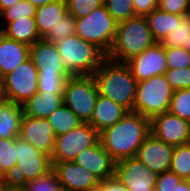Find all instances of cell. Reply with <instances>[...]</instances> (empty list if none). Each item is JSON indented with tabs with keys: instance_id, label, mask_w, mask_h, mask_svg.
<instances>
[{
	"instance_id": "6da1fadb",
	"label": "cell",
	"mask_w": 190,
	"mask_h": 191,
	"mask_svg": "<svg viewBox=\"0 0 190 191\" xmlns=\"http://www.w3.org/2000/svg\"><path fill=\"white\" fill-rule=\"evenodd\" d=\"M150 134V119L129 112L117 123L100 132L99 141L117 163L136 156L137 150Z\"/></svg>"
},
{
	"instance_id": "7a4b0ae2",
	"label": "cell",
	"mask_w": 190,
	"mask_h": 191,
	"mask_svg": "<svg viewBox=\"0 0 190 191\" xmlns=\"http://www.w3.org/2000/svg\"><path fill=\"white\" fill-rule=\"evenodd\" d=\"M98 94L133 112L137 81L126 63L106 59L93 74Z\"/></svg>"
},
{
	"instance_id": "3957f363",
	"label": "cell",
	"mask_w": 190,
	"mask_h": 191,
	"mask_svg": "<svg viewBox=\"0 0 190 191\" xmlns=\"http://www.w3.org/2000/svg\"><path fill=\"white\" fill-rule=\"evenodd\" d=\"M155 43L146 17L134 16L117 23L115 38L107 58L126 63Z\"/></svg>"
},
{
	"instance_id": "277c9868",
	"label": "cell",
	"mask_w": 190,
	"mask_h": 191,
	"mask_svg": "<svg viewBox=\"0 0 190 191\" xmlns=\"http://www.w3.org/2000/svg\"><path fill=\"white\" fill-rule=\"evenodd\" d=\"M62 64L72 76L93 75L107 59L97 45L72 35L56 43Z\"/></svg>"
},
{
	"instance_id": "5b68a950",
	"label": "cell",
	"mask_w": 190,
	"mask_h": 191,
	"mask_svg": "<svg viewBox=\"0 0 190 191\" xmlns=\"http://www.w3.org/2000/svg\"><path fill=\"white\" fill-rule=\"evenodd\" d=\"M172 94L164 74L140 81L137 83L133 112L149 119L168 112Z\"/></svg>"
},
{
	"instance_id": "8992f818",
	"label": "cell",
	"mask_w": 190,
	"mask_h": 191,
	"mask_svg": "<svg viewBox=\"0 0 190 191\" xmlns=\"http://www.w3.org/2000/svg\"><path fill=\"white\" fill-rule=\"evenodd\" d=\"M75 23L76 35L97 45L107 55L109 54L115 38L117 22L104 5L95 9L86 17L75 19Z\"/></svg>"
},
{
	"instance_id": "52a82bcc",
	"label": "cell",
	"mask_w": 190,
	"mask_h": 191,
	"mask_svg": "<svg viewBox=\"0 0 190 191\" xmlns=\"http://www.w3.org/2000/svg\"><path fill=\"white\" fill-rule=\"evenodd\" d=\"M98 95L93 75L70 76L64 86L63 100L83 123H89Z\"/></svg>"
},
{
	"instance_id": "ba28073f",
	"label": "cell",
	"mask_w": 190,
	"mask_h": 191,
	"mask_svg": "<svg viewBox=\"0 0 190 191\" xmlns=\"http://www.w3.org/2000/svg\"><path fill=\"white\" fill-rule=\"evenodd\" d=\"M16 158V168L10 178L13 186L21 187L24 183L43 176L52 169L50 157L20 137H17Z\"/></svg>"
},
{
	"instance_id": "9c48e42d",
	"label": "cell",
	"mask_w": 190,
	"mask_h": 191,
	"mask_svg": "<svg viewBox=\"0 0 190 191\" xmlns=\"http://www.w3.org/2000/svg\"><path fill=\"white\" fill-rule=\"evenodd\" d=\"M38 69L29 58L2 78L4 100L23 105L38 92Z\"/></svg>"
},
{
	"instance_id": "30bf717a",
	"label": "cell",
	"mask_w": 190,
	"mask_h": 191,
	"mask_svg": "<svg viewBox=\"0 0 190 191\" xmlns=\"http://www.w3.org/2000/svg\"><path fill=\"white\" fill-rule=\"evenodd\" d=\"M99 140V132L89 123H83L68 133L56 136L50 156L51 165L73 161L82 150L96 145Z\"/></svg>"
},
{
	"instance_id": "8fae6325",
	"label": "cell",
	"mask_w": 190,
	"mask_h": 191,
	"mask_svg": "<svg viewBox=\"0 0 190 191\" xmlns=\"http://www.w3.org/2000/svg\"><path fill=\"white\" fill-rule=\"evenodd\" d=\"M114 176L130 191H155L158 178L156 172L135 156L117 162Z\"/></svg>"
},
{
	"instance_id": "7c38bea8",
	"label": "cell",
	"mask_w": 190,
	"mask_h": 191,
	"mask_svg": "<svg viewBox=\"0 0 190 191\" xmlns=\"http://www.w3.org/2000/svg\"><path fill=\"white\" fill-rule=\"evenodd\" d=\"M151 134L172 146L190 143V122L169 111L150 119Z\"/></svg>"
},
{
	"instance_id": "4fadbf2b",
	"label": "cell",
	"mask_w": 190,
	"mask_h": 191,
	"mask_svg": "<svg viewBox=\"0 0 190 191\" xmlns=\"http://www.w3.org/2000/svg\"><path fill=\"white\" fill-rule=\"evenodd\" d=\"M137 82L162 75L167 70L165 47L156 42L153 46L126 62Z\"/></svg>"
},
{
	"instance_id": "5bb4252c",
	"label": "cell",
	"mask_w": 190,
	"mask_h": 191,
	"mask_svg": "<svg viewBox=\"0 0 190 191\" xmlns=\"http://www.w3.org/2000/svg\"><path fill=\"white\" fill-rule=\"evenodd\" d=\"M52 169L66 191H96L99 185L97 176L73 161L55 163Z\"/></svg>"
},
{
	"instance_id": "9a60e30c",
	"label": "cell",
	"mask_w": 190,
	"mask_h": 191,
	"mask_svg": "<svg viewBox=\"0 0 190 191\" xmlns=\"http://www.w3.org/2000/svg\"><path fill=\"white\" fill-rule=\"evenodd\" d=\"M174 149V146L166 144L150 134L137 150L135 157L151 171L161 174L171 169Z\"/></svg>"
},
{
	"instance_id": "2e32d148",
	"label": "cell",
	"mask_w": 190,
	"mask_h": 191,
	"mask_svg": "<svg viewBox=\"0 0 190 191\" xmlns=\"http://www.w3.org/2000/svg\"><path fill=\"white\" fill-rule=\"evenodd\" d=\"M19 137L49 157L51 156L56 136L47 119L23 114Z\"/></svg>"
},
{
	"instance_id": "e0dca14e",
	"label": "cell",
	"mask_w": 190,
	"mask_h": 191,
	"mask_svg": "<svg viewBox=\"0 0 190 191\" xmlns=\"http://www.w3.org/2000/svg\"><path fill=\"white\" fill-rule=\"evenodd\" d=\"M73 162L84 167L100 180L114 176L115 164L111 155L102 147L100 141L82 150Z\"/></svg>"
},
{
	"instance_id": "ac0fdd59",
	"label": "cell",
	"mask_w": 190,
	"mask_h": 191,
	"mask_svg": "<svg viewBox=\"0 0 190 191\" xmlns=\"http://www.w3.org/2000/svg\"><path fill=\"white\" fill-rule=\"evenodd\" d=\"M30 59L38 74H70L62 64L56 44L44 38L30 46Z\"/></svg>"
},
{
	"instance_id": "d6986e66",
	"label": "cell",
	"mask_w": 190,
	"mask_h": 191,
	"mask_svg": "<svg viewBox=\"0 0 190 191\" xmlns=\"http://www.w3.org/2000/svg\"><path fill=\"white\" fill-rule=\"evenodd\" d=\"M30 58V46L0 34V78Z\"/></svg>"
},
{
	"instance_id": "ffe728a7",
	"label": "cell",
	"mask_w": 190,
	"mask_h": 191,
	"mask_svg": "<svg viewBox=\"0 0 190 191\" xmlns=\"http://www.w3.org/2000/svg\"><path fill=\"white\" fill-rule=\"evenodd\" d=\"M129 111L112 100L98 95L89 124L99 133L121 120Z\"/></svg>"
},
{
	"instance_id": "44dd1931",
	"label": "cell",
	"mask_w": 190,
	"mask_h": 191,
	"mask_svg": "<svg viewBox=\"0 0 190 191\" xmlns=\"http://www.w3.org/2000/svg\"><path fill=\"white\" fill-rule=\"evenodd\" d=\"M63 104V94L37 92L22 105V109L24 115L46 119Z\"/></svg>"
},
{
	"instance_id": "7402d4cb",
	"label": "cell",
	"mask_w": 190,
	"mask_h": 191,
	"mask_svg": "<svg viewBox=\"0 0 190 191\" xmlns=\"http://www.w3.org/2000/svg\"><path fill=\"white\" fill-rule=\"evenodd\" d=\"M66 0H57L36 8L35 21L40 37L43 38L51 28H55L67 15Z\"/></svg>"
},
{
	"instance_id": "603a6c76",
	"label": "cell",
	"mask_w": 190,
	"mask_h": 191,
	"mask_svg": "<svg viewBox=\"0 0 190 191\" xmlns=\"http://www.w3.org/2000/svg\"><path fill=\"white\" fill-rule=\"evenodd\" d=\"M22 105L0 101V139H17L20 135Z\"/></svg>"
},
{
	"instance_id": "cb8c5ba5",
	"label": "cell",
	"mask_w": 190,
	"mask_h": 191,
	"mask_svg": "<svg viewBox=\"0 0 190 191\" xmlns=\"http://www.w3.org/2000/svg\"><path fill=\"white\" fill-rule=\"evenodd\" d=\"M1 33L9 39L28 46H32L41 39L35 17H27L9 22L4 28L1 25Z\"/></svg>"
},
{
	"instance_id": "d4e9b609",
	"label": "cell",
	"mask_w": 190,
	"mask_h": 191,
	"mask_svg": "<svg viewBox=\"0 0 190 191\" xmlns=\"http://www.w3.org/2000/svg\"><path fill=\"white\" fill-rule=\"evenodd\" d=\"M149 29L156 42L161 43L180 23V15L164 12L156 8L146 16Z\"/></svg>"
},
{
	"instance_id": "484cf974",
	"label": "cell",
	"mask_w": 190,
	"mask_h": 191,
	"mask_svg": "<svg viewBox=\"0 0 190 191\" xmlns=\"http://www.w3.org/2000/svg\"><path fill=\"white\" fill-rule=\"evenodd\" d=\"M46 119L52 126L55 136L68 133L83 124L65 104L61 105Z\"/></svg>"
},
{
	"instance_id": "4316f807",
	"label": "cell",
	"mask_w": 190,
	"mask_h": 191,
	"mask_svg": "<svg viewBox=\"0 0 190 191\" xmlns=\"http://www.w3.org/2000/svg\"><path fill=\"white\" fill-rule=\"evenodd\" d=\"M170 170L181 179L190 180V143L175 146Z\"/></svg>"
},
{
	"instance_id": "83f0119b",
	"label": "cell",
	"mask_w": 190,
	"mask_h": 191,
	"mask_svg": "<svg viewBox=\"0 0 190 191\" xmlns=\"http://www.w3.org/2000/svg\"><path fill=\"white\" fill-rule=\"evenodd\" d=\"M17 139H0V165L11 178L17 163Z\"/></svg>"
},
{
	"instance_id": "f1b7e54d",
	"label": "cell",
	"mask_w": 190,
	"mask_h": 191,
	"mask_svg": "<svg viewBox=\"0 0 190 191\" xmlns=\"http://www.w3.org/2000/svg\"><path fill=\"white\" fill-rule=\"evenodd\" d=\"M190 36V14L180 15V23L161 42L164 47L181 48Z\"/></svg>"
},
{
	"instance_id": "f546056e",
	"label": "cell",
	"mask_w": 190,
	"mask_h": 191,
	"mask_svg": "<svg viewBox=\"0 0 190 191\" xmlns=\"http://www.w3.org/2000/svg\"><path fill=\"white\" fill-rule=\"evenodd\" d=\"M38 92L63 94L66 80L71 74H38Z\"/></svg>"
},
{
	"instance_id": "4dcf8cb0",
	"label": "cell",
	"mask_w": 190,
	"mask_h": 191,
	"mask_svg": "<svg viewBox=\"0 0 190 191\" xmlns=\"http://www.w3.org/2000/svg\"><path fill=\"white\" fill-rule=\"evenodd\" d=\"M169 112L190 122V89L173 91Z\"/></svg>"
},
{
	"instance_id": "1f68e13d",
	"label": "cell",
	"mask_w": 190,
	"mask_h": 191,
	"mask_svg": "<svg viewBox=\"0 0 190 191\" xmlns=\"http://www.w3.org/2000/svg\"><path fill=\"white\" fill-rule=\"evenodd\" d=\"M25 191H57L61 184L56 172L51 169L45 175L32 181H28L21 186Z\"/></svg>"
},
{
	"instance_id": "d6a6232c",
	"label": "cell",
	"mask_w": 190,
	"mask_h": 191,
	"mask_svg": "<svg viewBox=\"0 0 190 191\" xmlns=\"http://www.w3.org/2000/svg\"><path fill=\"white\" fill-rule=\"evenodd\" d=\"M103 5L117 23L135 16L133 0H104Z\"/></svg>"
},
{
	"instance_id": "836d02e7",
	"label": "cell",
	"mask_w": 190,
	"mask_h": 191,
	"mask_svg": "<svg viewBox=\"0 0 190 191\" xmlns=\"http://www.w3.org/2000/svg\"><path fill=\"white\" fill-rule=\"evenodd\" d=\"M35 13V6H33L27 0H21L17 2L14 6L4 10L0 14V19H4L2 21L3 23H6L5 25H7L9 22H14L22 18L35 17Z\"/></svg>"
},
{
	"instance_id": "e575fe53",
	"label": "cell",
	"mask_w": 190,
	"mask_h": 191,
	"mask_svg": "<svg viewBox=\"0 0 190 191\" xmlns=\"http://www.w3.org/2000/svg\"><path fill=\"white\" fill-rule=\"evenodd\" d=\"M75 28V18L67 13L63 18V22H60L55 28H51L43 38L49 42L56 43L59 40L75 35Z\"/></svg>"
},
{
	"instance_id": "d590c367",
	"label": "cell",
	"mask_w": 190,
	"mask_h": 191,
	"mask_svg": "<svg viewBox=\"0 0 190 191\" xmlns=\"http://www.w3.org/2000/svg\"><path fill=\"white\" fill-rule=\"evenodd\" d=\"M68 13L75 19L86 17L104 4V0H66Z\"/></svg>"
},
{
	"instance_id": "8d00e7d4",
	"label": "cell",
	"mask_w": 190,
	"mask_h": 191,
	"mask_svg": "<svg viewBox=\"0 0 190 191\" xmlns=\"http://www.w3.org/2000/svg\"><path fill=\"white\" fill-rule=\"evenodd\" d=\"M167 70L190 67V53L184 48L165 47Z\"/></svg>"
},
{
	"instance_id": "74e56055",
	"label": "cell",
	"mask_w": 190,
	"mask_h": 191,
	"mask_svg": "<svg viewBox=\"0 0 190 191\" xmlns=\"http://www.w3.org/2000/svg\"><path fill=\"white\" fill-rule=\"evenodd\" d=\"M164 76L173 91L190 89V67L166 70Z\"/></svg>"
},
{
	"instance_id": "f35d334b",
	"label": "cell",
	"mask_w": 190,
	"mask_h": 191,
	"mask_svg": "<svg viewBox=\"0 0 190 191\" xmlns=\"http://www.w3.org/2000/svg\"><path fill=\"white\" fill-rule=\"evenodd\" d=\"M158 8L172 14L187 15L190 14V0H158Z\"/></svg>"
},
{
	"instance_id": "ab89813d",
	"label": "cell",
	"mask_w": 190,
	"mask_h": 191,
	"mask_svg": "<svg viewBox=\"0 0 190 191\" xmlns=\"http://www.w3.org/2000/svg\"><path fill=\"white\" fill-rule=\"evenodd\" d=\"M182 179L171 170L158 174L155 191H174Z\"/></svg>"
},
{
	"instance_id": "60d3db41",
	"label": "cell",
	"mask_w": 190,
	"mask_h": 191,
	"mask_svg": "<svg viewBox=\"0 0 190 191\" xmlns=\"http://www.w3.org/2000/svg\"><path fill=\"white\" fill-rule=\"evenodd\" d=\"M135 16L146 17L158 8V0H133Z\"/></svg>"
},
{
	"instance_id": "b9f144b4",
	"label": "cell",
	"mask_w": 190,
	"mask_h": 191,
	"mask_svg": "<svg viewBox=\"0 0 190 191\" xmlns=\"http://www.w3.org/2000/svg\"><path fill=\"white\" fill-rule=\"evenodd\" d=\"M96 191H130L115 176L100 180Z\"/></svg>"
},
{
	"instance_id": "7bdbcfd3",
	"label": "cell",
	"mask_w": 190,
	"mask_h": 191,
	"mask_svg": "<svg viewBox=\"0 0 190 191\" xmlns=\"http://www.w3.org/2000/svg\"><path fill=\"white\" fill-rule=\"evenodd\" d=\"M21 0H0V14Z\"/></svg>"
},
{
	"instance_id": "ee69618b",
	"label": "cell",
	"mask_w": 190,
	"mask_h": 191,
	"mask_svg": "<svg viewBox=\"0 0 190 191\" xmlns=\"http://www.w3.org/2000/svg\"><path fill=\"white\" fill-rule=\"evenodd\" d=\"M174 191H190V180L182 179L177 186L175 187Z\"/></svg>"
},
{
	"instance_id": "f6af8a7d",
	"label": "cell",
	"mask_w": 190,
	"mask_h": 191,
	"mask_svg": "<svg viewBox=\"0 0 190 191\" xmlns=\"http://www.w3.org/2000/svg\"><path fill=\"white\" fill-rule=\"evenodd\" d=\"M27 1H29L33 6L37 8L57 0H27Z\"/></svg>"
},
{
	"instance_id": "bcb514c9",
	"label": "cell",
	"mask_w": 190,
	"mask_h": 191,
	"mask_svg": "<svg viewBox=\"0 0 190 191\" xmlns=\"http://www.w3.org/2000/svg\"><path fill=\"white\" fill-rule=\"evenodd\" d=\"M0 181L1 182H11L10 177L3 171L0 165Z\"/></svg>"
},
{
	"instance_id": "7dc6e473",
	"label": "cell",
	"mask_w": 190,
	"mask_h": 191,
	"mask_svg": "<svg viewBox=\"0 0 190 191\" xmlns=\"http://www.w3.org/2000/svg\"><path fill=\"white\" fill-rule=\"evenodd\" d=\"M11 182H1L0 181V191H8V189L11 187Z\"/></svg>"
},
{
	"instance_id": "c3c4849f",
	"label": "cell",
	"mask_w": 190,
	"mask_h": 191,
	"mask_svg": "<svg viewBox=\"0 0 190 191\" xmlns=\"http://www.w3.org/2000/svg\"><path fill=\"white\" fill-rule=\"evenodd\" d=\"M182 48H184L185 50H187L190 53V36L187 39V43H184Z\"/></svg>"
},
{
	"instance_id": "681fc988",
	"label": "cell",
	"mask_w": 190,
	"mask_h": 191,
	"mask_svg": "<svg viewBox=\"0 0 190 191\" xmlns=\"http://www.w3.org/2000/svg\"><path fill=\"white\" fill-rule=\"evenodd\" d=\"M8 191H25V190L22 187L11 185Z\"/></svg>"
},
{
	"instance_id": "f907efd6",
	"label": "cell",
	"mask_w": 190,
	"mask_h": 191,
	"mask_svg": "<svg viewBox=\"0 0 190 191\" xmlns=\"http://www.w3.org/2000/svg\"><path fill=\"white\" fill-rule=\"evenodd\" d=\"M4 97H3V92H2V79L0 78V101H3Z\"/></svg>"
},
{
	"instance_id": "816d5d0a",
	"label": "cell",
	"mask_w": 190,
	"mask_h": 191,
	"mask_svg": "<svg viewBox=\"0 0 190 191\" xmlns=\"http://www.w3.org/2000/svg\"><path fill=\"white\" fill-rule=\"evenodd\" d=\"M57 191H66L62 186Z\"/></svg>"
}]
</instances>
